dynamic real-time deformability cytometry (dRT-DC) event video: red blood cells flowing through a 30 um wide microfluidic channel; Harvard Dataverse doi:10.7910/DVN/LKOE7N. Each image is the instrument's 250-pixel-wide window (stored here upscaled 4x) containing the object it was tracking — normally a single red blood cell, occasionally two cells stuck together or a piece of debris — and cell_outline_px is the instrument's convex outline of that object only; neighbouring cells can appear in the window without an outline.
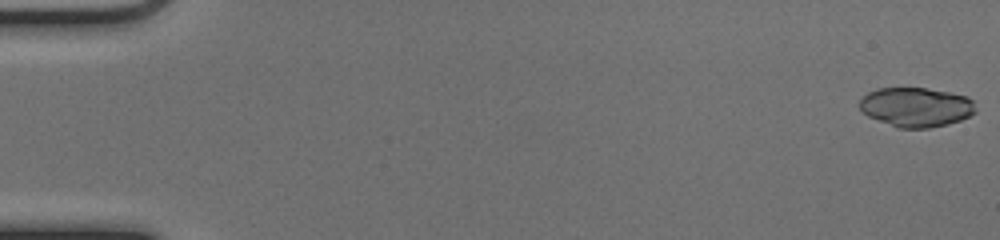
{"species": "common noctule bat (a hibernating species)", "species_latin": "Nyctalus noctula", "temperature_condition": "cold", "stored_images_in_passage": 52, "segment_of_instrument_passage": [1, 2], "camera_frame_rate_fps": 3000, "um_per_image_px": 0.085, "animal": {"sex": "female", "body_mass_g": 17.0, "forearm_length_mm": 48.0}, "frame": {"image": 1, "passage_image": 1, "time_ms": 0.0, "image_size_px": [1000, 240], "cell_outline_px": [[976, 112], [960, 120], [948, 124], [928, 128], [896, 128], [868, 116], [860, 108], [860, 100], [868, 92], [876, 88], [924, 88], [948, 92], [968, 96], [972, 100], [976, 108]], "centroid_in_image_um": [77.87, 9.11], "position_along_channel_um": 7.1, "area_um2": 26.65}}
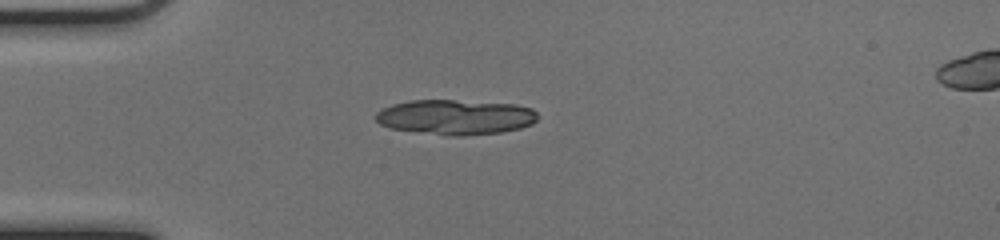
{"frame": {"image": 2, "passage_image": 15, "time_ms": 4.667, "image_size_px": [1000, 240], "cell_outline_px": [[536, 120], [532, 124], [520, 128], [500, 132], [464, 136], [448, 136], [388, 128], [380, 124], [376, 120], [376, 112], [392, 104], [412, 100], [452, 100], [516, 104], [532, 108], [536, 112]], "centroid_in_image_um": [38.7, 9.96], "position_along_channel_um": 46.3, "area_um2": 33.12}}